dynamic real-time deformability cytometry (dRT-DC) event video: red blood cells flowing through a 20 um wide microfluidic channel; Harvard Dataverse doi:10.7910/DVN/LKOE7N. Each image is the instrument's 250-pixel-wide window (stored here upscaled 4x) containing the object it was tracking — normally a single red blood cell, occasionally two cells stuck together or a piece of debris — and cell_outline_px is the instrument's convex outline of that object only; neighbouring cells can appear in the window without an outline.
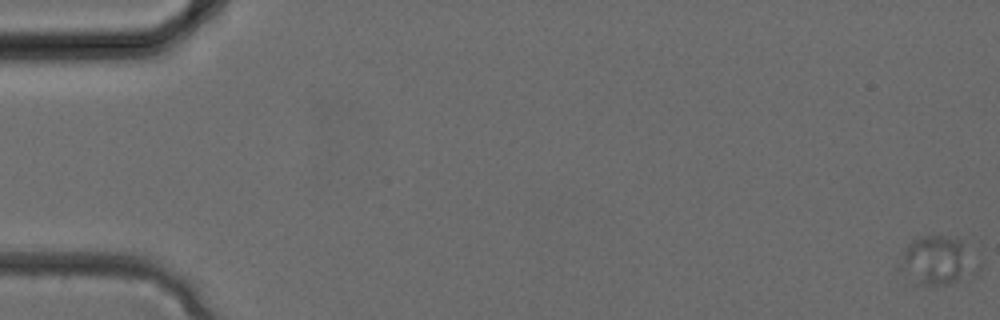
{"species": "common noctule bat (a hibernating species)", "species_latin": "Nyctalus noctula", "temperature_condition": "cold", "stored_images_in_passage": 37, "segment_of_instrument_passage": [1, 2], "camera_frame_rate_fps": 3000, "um_per_image_px": 0.085, "animal": {"sex": "female", "body_mass_g": 24.6, "forearm_length_mm": 56.2}, "frame": {"image": 1, "passage_image": 1, "time_ms": 0.0, "image_size_px": [1000, 320], "cell_outline_px": [[980, 272], [972, 280], [948, 284], [916, 284], [896, 268], [900, 252], [908, 244], [920, 236], [956, 236], [960, 240], [980, 264]], "centroid_in_image_um": [79.71, 22.19], "position_along_channel_um": 5.3, "area_um2": 23.06}}
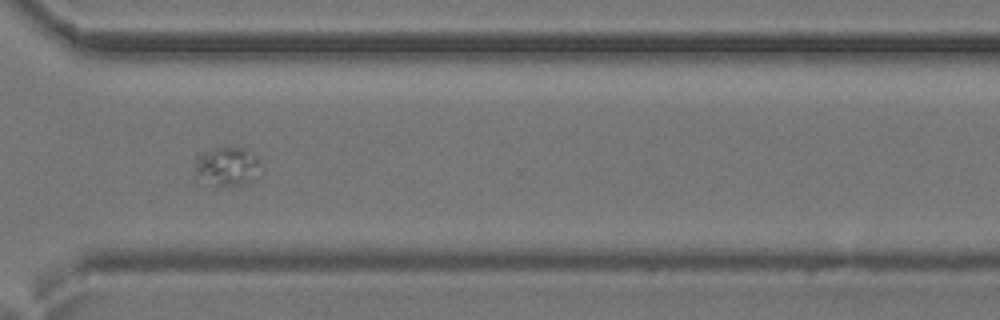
{"frame": {"image": 2, "passage_image": 27, "time_ms": 8.667, "image_size_px": [1000, 320], "cell_outline_px": [[264, 172], [252, 180], [244, 184], [216, 184], [196, 172], [196, 156], [200, 152], [216, 148], [244, 148], [252, 152], [256, 156], [264, 168]], "centroid_in_image_um": [19.44, 14.09], "position_along_channel_um": 351.2, "area_um2": 14.51}}
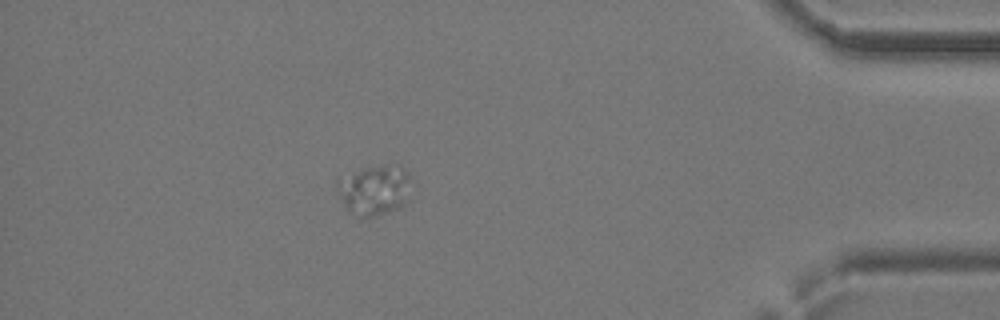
{"frame": {"image": 3, "passage_image": 32, "time_ms": 10.333, "image_size_px": [1000, 320], "cell_outline_px": [[408, 200], [400, 208], [376, 216], [352, 216], [344, 208], [336, 188], [336, 176], [384, 164], [400, 164], [408, 172]], "centroid_in_image_um": [31.76, 16.15], "position_along_channel_um": 403.4, "area_um2": 22.08}}